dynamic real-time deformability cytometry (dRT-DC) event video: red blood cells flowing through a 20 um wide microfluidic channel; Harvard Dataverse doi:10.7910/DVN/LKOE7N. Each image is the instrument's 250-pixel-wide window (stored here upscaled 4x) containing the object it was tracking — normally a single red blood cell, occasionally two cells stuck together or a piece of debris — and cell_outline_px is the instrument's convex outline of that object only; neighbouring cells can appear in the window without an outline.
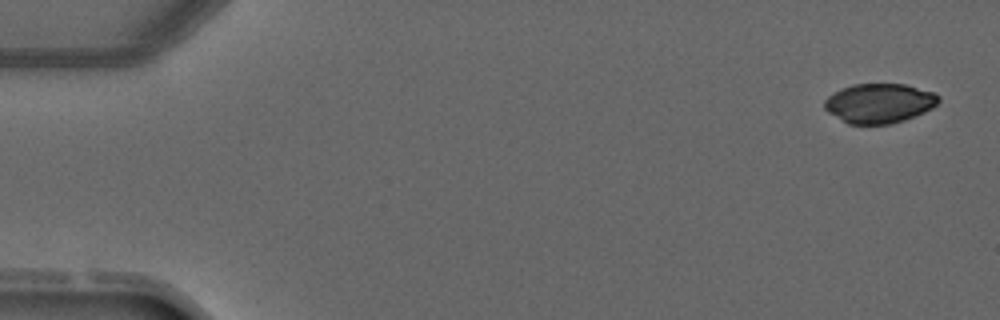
{"species": "common noctule bat (a hibernating species)", "species_latin": "Nyctalus noctula", "temperature_condition": "warm", "stored_images_in_passage": 4, "camera_frame_rate_fps": 3000, "um_per_image_px": 0.085, "animal": {"sex": "male", "forearm_length_mm": 52.5}, "frame": {"image": 1, "passage_image": 1, "time_ms": 0.0, "image_size_px": [1000, 320], "cell_outline_px": [[940, 100], [932, 108], [916, 116], [892, 124], [848, 124], [828, 112], [824, 108], [824, 100], [828, 96], [844, 88], [856, 84], [904, 84], [936, 92], [940, 96]], "centroid_in_image_um": [74.77, 8.78], "position_along_channel_um": 10.2, "area_um2": 26.3}}